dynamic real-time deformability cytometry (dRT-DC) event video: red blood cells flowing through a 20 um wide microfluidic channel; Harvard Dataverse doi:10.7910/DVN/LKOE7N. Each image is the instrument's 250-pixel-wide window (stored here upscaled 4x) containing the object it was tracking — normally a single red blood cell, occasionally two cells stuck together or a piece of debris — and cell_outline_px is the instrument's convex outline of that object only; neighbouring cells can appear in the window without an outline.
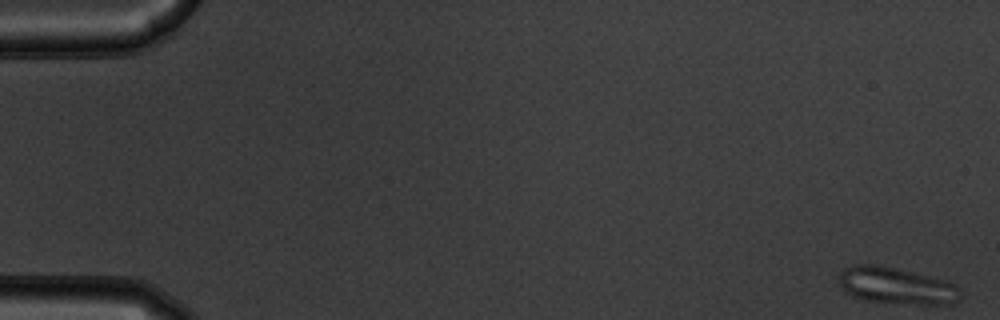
{"species": "common noctule bat (a hibernating species)", "species_latin": "Nyctalus noctula", "temperature_condition": "warm", "stored_images_in_passage": 55, "camera_frame_rate_fps": 3000, "um_per_image_px": 0.085, "animal": {"sex": "male", "body_mass_g": 19.5, "forearm_length_mm": 54.6}, "frame": {"image": 1, "passage_image": 1, "time_ms": 0.0, "image_size_px": [1000, 320], "cell_outline_px": [[960, 296], [956, 304], [920, 304], [868, 300], [852, 296], [836, 280], [840, 272], [844, 268], [856, 264], [872, 264], [896, 268], [948, 280], [956, 284], [960, 288]], "centroid_in_image_um": [76.23, 24.27], "position_along_channel_um": 8.8, "area_um2": 25.95}}
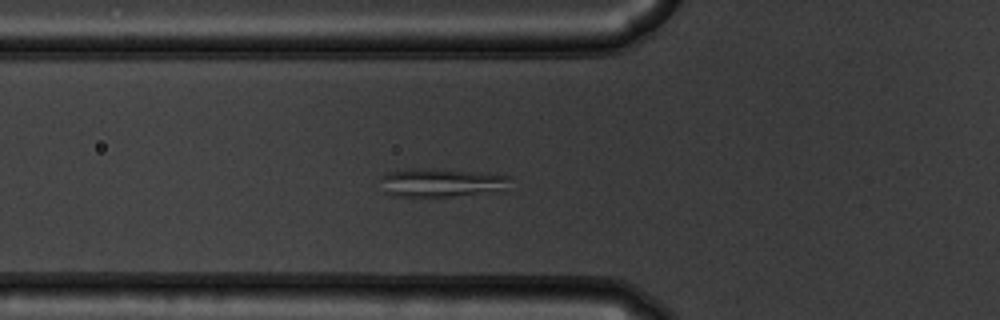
{"frame": {"image": 2, "passage_image": 20, "time_ms": 6.333, "image_size_px": [1000, 320], "cell_outline_px": [[512, 192], [448, 196], [392, 196], [384, 192], [384, 176], [388, 172], [408, 168], [424, 168], [476, 172], [512, 176]], "centroid_in_image_um": [37.74, 15.54], "position_along_channel_um": 88.1, "area_um2": 22.08}}
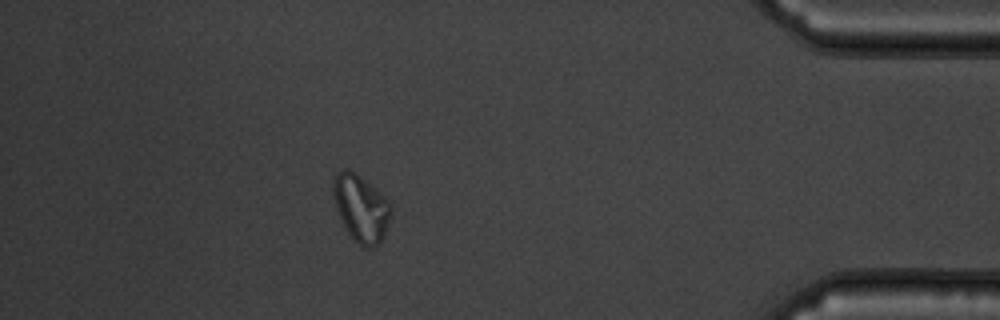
{"frame": {"image": 3, "passage_image": 49, "time_ms": 16.0, "image_size_px": [1000, 320], "cell_outline_px": [[392, 216], [384, 236], [372, 248], [364, 248], [348, 232], [336, 208], [332, 192], [332, 188], [336, 172], [344, 168], [348, 168], [356, 172], [372, 184], [388, 200], [392, 208]], "centroid_in_image_um": [30.7, 17.64], "position_along_channel_um": 404.5, "area_um2": 22.6}}